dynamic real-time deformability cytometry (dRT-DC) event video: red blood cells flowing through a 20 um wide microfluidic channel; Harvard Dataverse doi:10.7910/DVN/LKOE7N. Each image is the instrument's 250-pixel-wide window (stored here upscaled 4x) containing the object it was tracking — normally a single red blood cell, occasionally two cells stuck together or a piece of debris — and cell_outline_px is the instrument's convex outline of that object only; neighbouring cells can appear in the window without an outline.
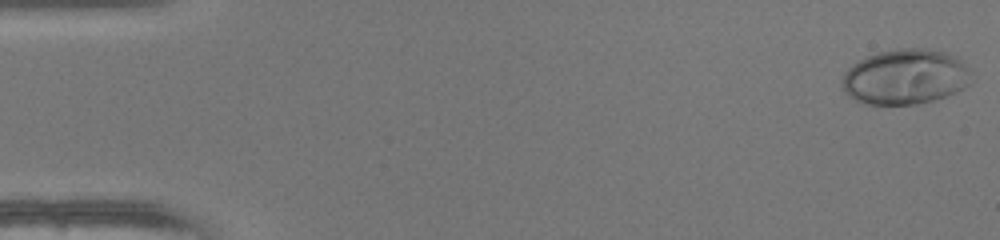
{"species": "human", "species_latin": "Homo sapiens", "temperature_condition": "warm", "stored_images_in_passage": 49, "camera_frame_rate_fps": 3000, "um_per_image_px": 0.085, "donor": {"sex": "female"}, "frame": {"image": 1, "passage_image": 1, "time_ms": 0.0, "image_size_px": [1000, 240], "cell_outline_px": [[972, 84], [956, 92], [932, 100], [916, 104], [864, 104], [848, 96], [844, 92], [840, 84], [844, 72], [848, 68], [860, 60], [868, 56], [880, 52], [900, 48], [924, 48], [944, 52], [960, 60], [972, 72]], "centroid_in_image_um": [76.95, 6.54], "position_along_channel_um": 8.1, "area_um2": 41.67}}
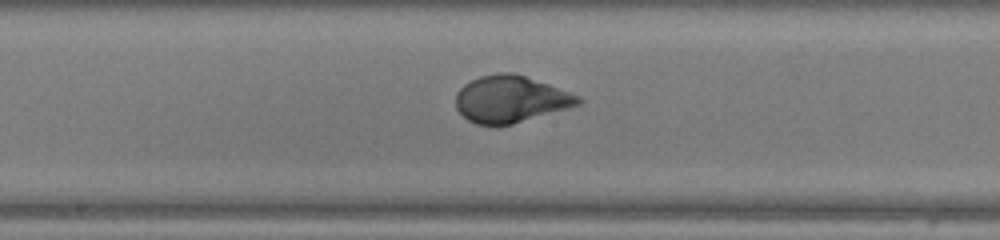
{"frame": {"image": 2, "passage_image": 26, "time_ms": 8.333, "image_size_px": [1000, 240], "cell_outline_px": [[584, 100], [580, 104], [568, 108], [512, 124], [476, 124], [468, 120], [456, 108], [456, 92], [464, 84], [480, 76], [500, 72], [512, 72], [548, 84], [580, 96]], "centroid_in_image_um": [43.4, 8.42], "position_along_channel_um": 204.8, "area_um2": 33.06}}
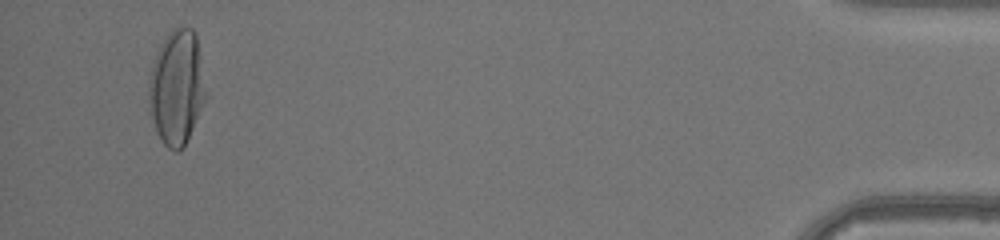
{"frame": {"image": 3, "passage_image": 47, "time_ms": 15.333, "image_size_px": [1000, 240], "cell_outline_px": [[208, 96], [184, 148], [176, 152], [168, 148], [164, 144], [156, 128], [152, 116], [148, 100], [148, 80], [152, 64], [156, 52], [160, 44], [168, 32], [172, 28], [192, 28], [196, 36], [208, 92]], "centroid_in_image_um": [15.04, 7.43], "position_along_channel_um": 420.2, "area_um2": 38.49}, "authors_computed_cell_mechanics": {"area_um2": 33.9286, "velocity_mm_per_s": 4.2237, "shape_relaxation_time_tau1_ms": 3.6993, "shape_relaxation_time_tau2_ms": null, "deformation_change_tau1": 0.2318, "deformation_change_tau2": null}}